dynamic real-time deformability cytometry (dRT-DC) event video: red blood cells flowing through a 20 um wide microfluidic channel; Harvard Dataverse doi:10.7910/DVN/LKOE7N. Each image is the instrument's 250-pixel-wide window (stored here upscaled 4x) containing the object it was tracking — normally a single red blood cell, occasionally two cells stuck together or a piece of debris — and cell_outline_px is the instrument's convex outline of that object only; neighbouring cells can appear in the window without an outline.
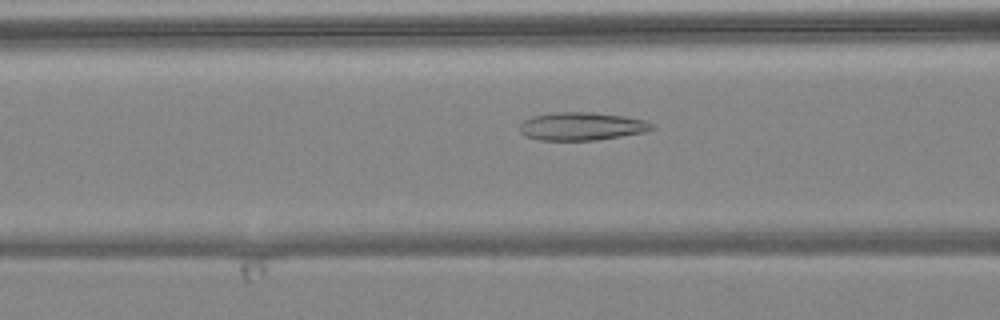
{"species": "common noctule bat (a hibernating species)", "species_latin": "Nyctalus noctula", "temperature_condition": "warm", "stored_images_in_passage": 6, "camera_frame_rate_fps": 3000, "um_per_image_px": 0.085, "animal": {"sex": "female", "body_mass_g": 24.6, "forearm_length_mm": 56.2}, "frame": {"image": 1, "passage_image": 6, "time_ms": 6.0, "image_size_px": [1000, 320], "cell_outline_px": [[656, 128], [644, 132], [596, 140], [540, 140], [524, 136], [520, 132], [520, 124], [524, 120], [532, 116], [552, 112], [588, 112], [624, 116], [644, 120], [652, 124]], "centroid_in_image_um": [49.41, 10.73], "position_along_channel_um": 117.2, "area_um2": 21.56}}